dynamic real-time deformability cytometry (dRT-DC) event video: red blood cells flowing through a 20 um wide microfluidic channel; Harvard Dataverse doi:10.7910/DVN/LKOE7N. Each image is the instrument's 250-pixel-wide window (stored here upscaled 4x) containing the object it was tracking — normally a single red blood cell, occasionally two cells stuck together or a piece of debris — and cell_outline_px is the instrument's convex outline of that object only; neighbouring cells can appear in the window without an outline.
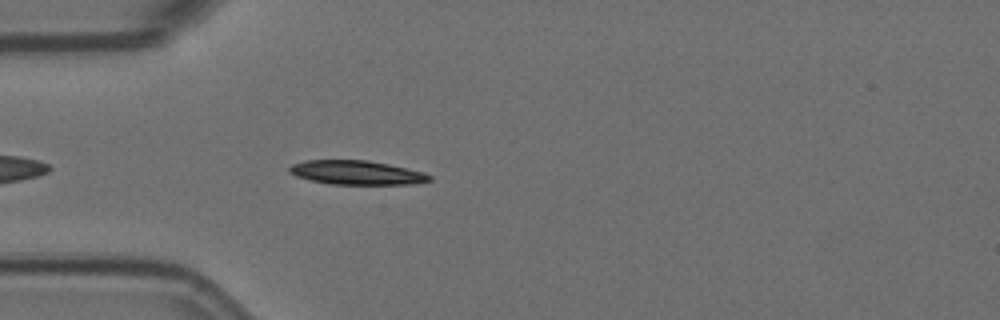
{"species": "Egyptian fruit bat (a non-hibernating species)", "species_latin": "Rousettus aegyptiacus", "temperature_condition": "room temperature", "stored_images_in_passage": 3, "camera_frame_rate_fps": 3000, "um_per_image_px": 0.085, "animal": {"sex": "female"}, "frame": {"image": 1, "passage_image": 3, "time_ms": 0.667, "image_size_px": [1000, 320], "cell_outline_px": [[432, 180], [412, 184], [328, 184], [296, 176], [288, 172], [288, 168], [292, 164], [304, 160], [368, 160], [388, 164], [424, 172], [432, 176]], "centroid_in_image_um": [30.3, 14.67], "position_along_channel_um": 54.7, "area_um2": 19.65}}